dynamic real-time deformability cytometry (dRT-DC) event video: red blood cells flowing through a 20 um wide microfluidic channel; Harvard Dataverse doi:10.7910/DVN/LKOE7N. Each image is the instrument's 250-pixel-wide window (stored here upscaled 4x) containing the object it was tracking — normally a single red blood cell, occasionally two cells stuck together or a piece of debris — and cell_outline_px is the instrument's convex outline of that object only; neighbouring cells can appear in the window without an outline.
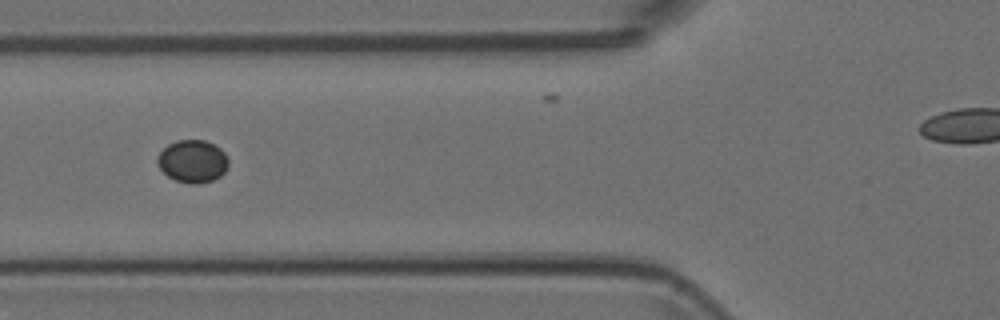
{"species": "Egyptian fruit bat (a non-hibernating species)", "species_latin": "Rousettus aegyptiacus", "temperature_condition": "room temperature", "stored_images_in_passage": 9, "camera_frame_rate_fps": 3000, "um_per_image_px": 0.085, "animal": {"sex": "female"}, "frame": {"image": 1, "passage_image": 5, "time_ms": 1.333, "image_size_px": [1000, 320], "cell_outline_px": [[228, 164], [224, 172], [220, 176], [212, 180], [200, 184], [192, 184], [176, 180], [168, 176], [160, 168], [156, 160], [156, 156], [168, 144], [176, 140], [204, 140], [220, 148], [224, 152], [228, 160]], "centroid_in_image_um": [16.36, 13.7], "position_along_channel_um": 109.4, "area_um2": 17.57}}
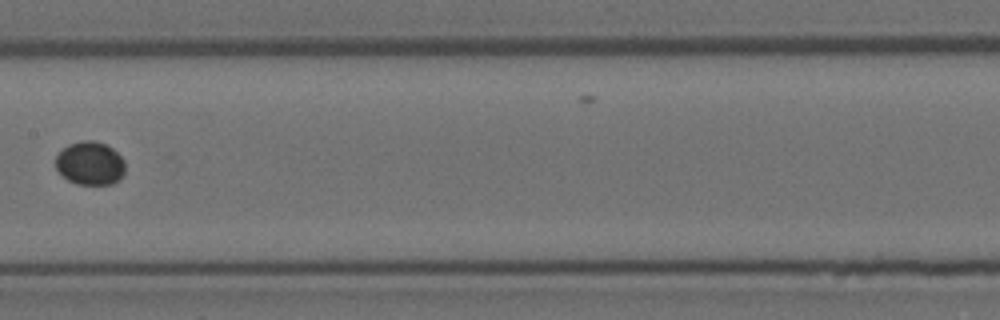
{"frame": {"image": 2, "passage_image": 7, "time_ms": 2.0, "image_size_px": [1000, 320], "cell_outline_px": [[124, 172], [120, 180], [112, 184], [76, 184], [68, 180], [56, 168], [56, 156], [68, 144], [84, 140], [92, 140], [104, 144], [112, 148], [124, 160]], "centroid_in_image_um": [7.66, 13.89], "position_along_channel_um": 199.7, "area_um2": 17.46}}
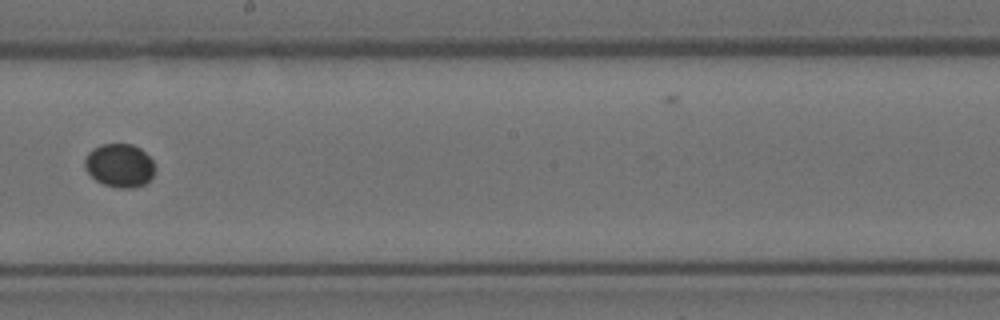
{"frame": {"image": 3, "passage_image": 8, "time_ms": 2.333, "image_size_px": [1000, 320], "cell_outline_px": [[156, 168], [152, 176], [144, 184], [132, 188], [116, 188], [104, 184], [96, 180], [84, 168], [84, 160], [88, 152], [92, 148], [100, 144], [132, 144], [140, 148], [152, 160]], "centroid_in_image_um": [10.15, 14.06], "position_along_channel_um": 238.1, "area_um2": 17.86}}